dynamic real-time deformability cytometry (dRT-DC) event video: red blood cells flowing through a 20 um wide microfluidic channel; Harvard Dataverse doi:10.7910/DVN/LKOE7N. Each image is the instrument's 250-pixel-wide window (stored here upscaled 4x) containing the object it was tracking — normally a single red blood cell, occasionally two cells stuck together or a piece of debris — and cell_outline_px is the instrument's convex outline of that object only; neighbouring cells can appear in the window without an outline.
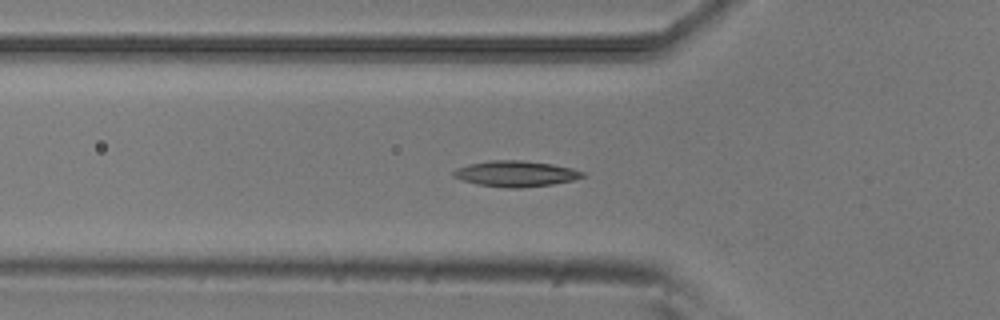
{"species": "common noctule bat (a hibernating species)", "species_latin": "Nyctalus noctula", "temperature_condition": "room temperature", "stored_images_in_passage": 54, "camera_frame_rate_fps": 3000, "um_per_image_px": 0.085, "animal": {"sex": "male", "body_mass_g": 20.5, "forearm_length_mm": 52.5}, "frame": {"image": 1, "passage_image": 18, "time_ms": 5.667, "image_size_px": [1000, 320], "cell_outline_px": [[588, 176], [572, 180], [552, 184], [520, 188], [508, 188], [476, 184], [452, 176], [452, 172], [456, 168], [468, 164], [488, 160], [520, 160], [552, 164], [572, 168], [584, 172]], "centroid_in_image_um": [43.84, 14.76], "position_along_channel_um": 82.0, "area_um2": 19.48}}
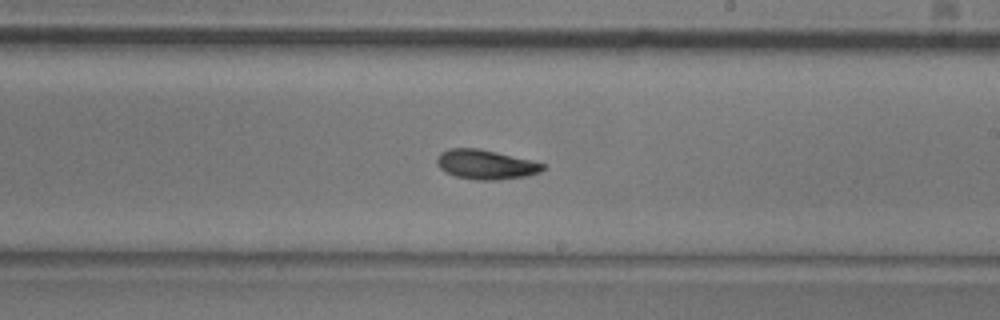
{"frame": {"image": 2, "passage_image": 31, "time_ms": 10.0, "image_size_px": [1000, 320], "cell_outline_px": [[544, 168], [540, 172], [524, 176], [496, 180], [476, 180], [456, 176], [444, 172], [436, 164], [436, 160], [440, 152], [448, 148], [480, 148], [544, 164]], "centroid_in_image_um": [41.21, 13.98], "position_along_channel_um": 247.8, "area_um2": 18.03}}
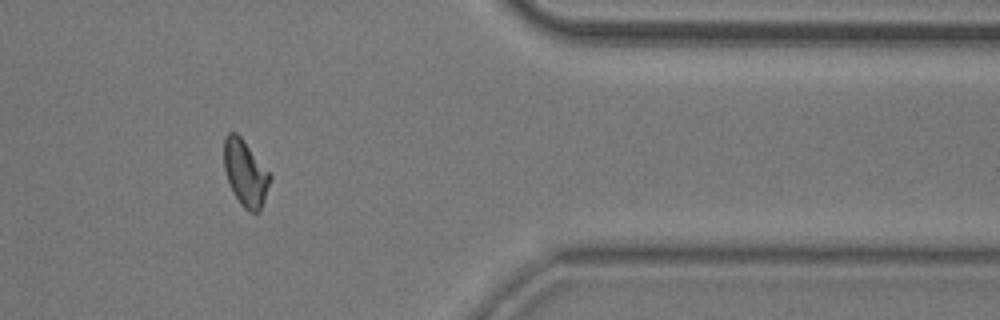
{"frame": {"image": 3, "passage_image": 44, "time_ms": 14.333, "image_size_px": [1000, 320], "cell_outline_px": [[272, 176], [260, 212], [248, 212], [240, 204], [232, 192], [224, 168], [224, 136], [228, 132], [236, 132], [240, 136]], "centroid_in_image_um": [20.84, 14.73], "position_along_channel_um": 390.6, "area_um2": 17.63}, "authors_computed_cell_mechanics": {"area_um2": 17.8024, "velocity_mm_per_s": 3.8111, "shape_relaxation_time_tau1_ms": 4.908, "shape_relaxation_time_tau2_ms": 5.5213, "deformation_change_tau1": 0.1414, "deformation_change_tau2": 0.1041}}